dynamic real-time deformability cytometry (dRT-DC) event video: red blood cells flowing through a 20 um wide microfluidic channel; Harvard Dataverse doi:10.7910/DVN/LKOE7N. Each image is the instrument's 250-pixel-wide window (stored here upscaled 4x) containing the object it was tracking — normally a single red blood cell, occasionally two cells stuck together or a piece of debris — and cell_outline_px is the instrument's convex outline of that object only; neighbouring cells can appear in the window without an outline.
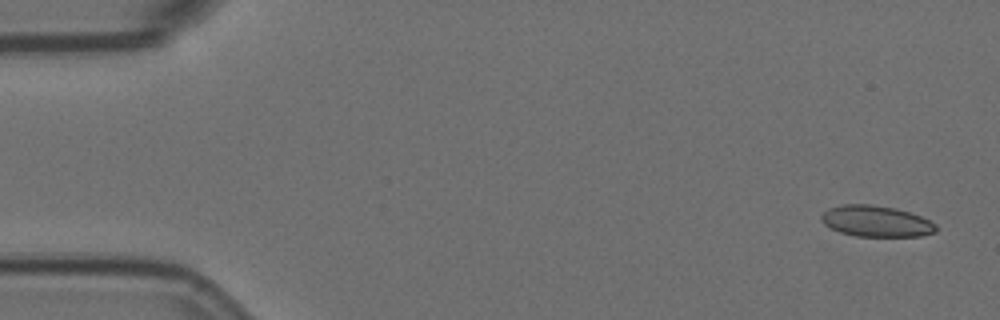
{"species": "Egyptian fruit bat (a non-hibernating species)", "species_latin": "Rousettus aegyptiacus", "temperature_condition": "room temperature", "stored_images_in_passage": 5, "camera_frame_rate_fps": 3000, "um_per_image_px": 0.085, "animal": {"sex": "female"}, "frame": {"image": 1, "passage_image": 1, "time_ms": 0.0, "image_size_px": [1000, 320], "cell_outline_px": [[936, 232], [924, 236], [856, 236], [840, 232], [824, 224], [820, 220], [820, 216], [828, 208], [844, 204], [872, 204], [896, 208], [920, 216], [936, 224]], "centroid_in_image_um": [74.46, 18.8], "position_along_channel_um": 10.5, "area_um2": 20.81}}
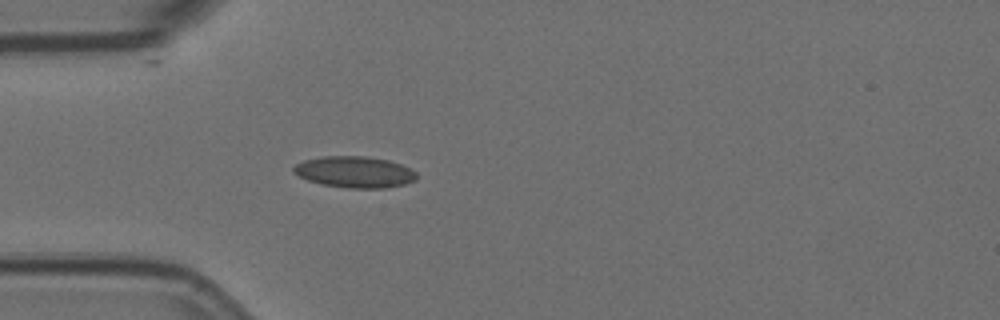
{"frame": {"image": 2, "passage_image": 5, "time_ms": 1.333, "image_size_px": [1000, 320], "cell_outline_px": [[416, 180], [404, 184], [384, 188], [348, 188], [320, 184], [308, 180], [292, 172], [292, 168], [296, 164], [304, 160], [324, 156], [368, 156], [388, 160], [400, 164], [416, 172]], "centroid_in_image_um": [30.12, 14.62], "position_along_channel_um": 54.9, "area_um2": 22.43}}